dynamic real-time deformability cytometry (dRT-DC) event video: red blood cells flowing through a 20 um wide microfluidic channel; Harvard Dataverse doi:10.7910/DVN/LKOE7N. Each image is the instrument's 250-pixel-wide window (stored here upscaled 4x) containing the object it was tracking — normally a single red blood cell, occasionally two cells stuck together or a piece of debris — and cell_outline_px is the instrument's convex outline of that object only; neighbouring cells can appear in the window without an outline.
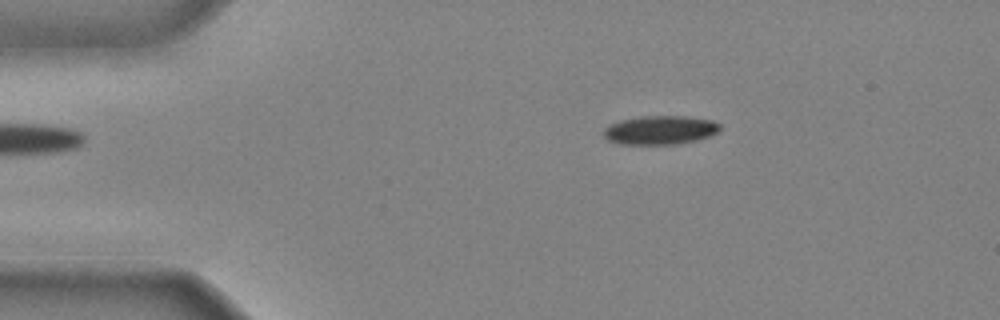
{"species": "common noctule bat (a hibernating species)", "species_latin": "Nyctalus noctula", "temperature_condition": "cold", "stored_images_in_passage": 9, "camera_frame_rate_fps": 3000, "um_per_image_px": 0.085, "animal": {"sex": "male", "body_mass_g": 20.4}, "frame": {"image": 1, "passage_image": 1, "time_ms": 0.0, "image_size_px": [1000, 320], "cell_outline_px": [[720, 132], [696, 140], [676, 144], [620, 144], [608, 140], [604, 136], [604, 128], [608, 124], [620, 120], [640, 116], [684, 116], [712, 120], [720, 124]], "centroid_in_image_um": [56.1, 11.05], "position_along_channel_um": 28.9, "area_um2": 19.59}}
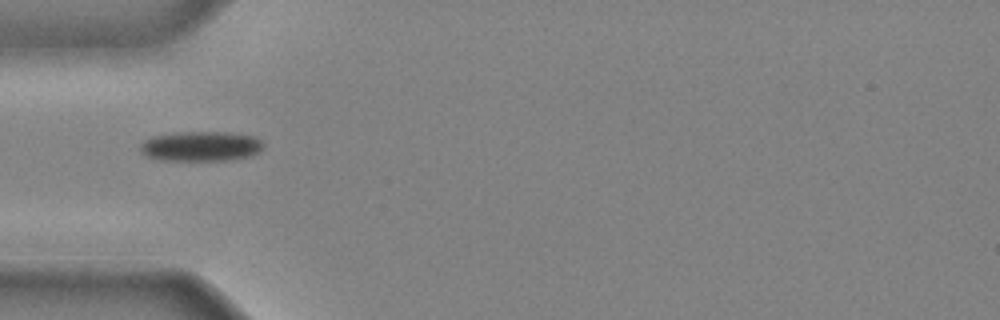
{"frame": {"image": 2, "passage_image": 7, "time_ms": 2.0, "image_size_px": [1000, 320], "cell_outline_px": [[264, 148], [260, 152], [252, 156], [228, 160], [160, 160], [144, 156], [140, 152], [140, 144], [144, 140], [152, 136], [184, 132], [224, 132], [256, 136], [264, 144]], "centroid_in_image_um": [17.09, 12.44], "position_along_channel_um": 67.9, "area_um2": 21.68}}